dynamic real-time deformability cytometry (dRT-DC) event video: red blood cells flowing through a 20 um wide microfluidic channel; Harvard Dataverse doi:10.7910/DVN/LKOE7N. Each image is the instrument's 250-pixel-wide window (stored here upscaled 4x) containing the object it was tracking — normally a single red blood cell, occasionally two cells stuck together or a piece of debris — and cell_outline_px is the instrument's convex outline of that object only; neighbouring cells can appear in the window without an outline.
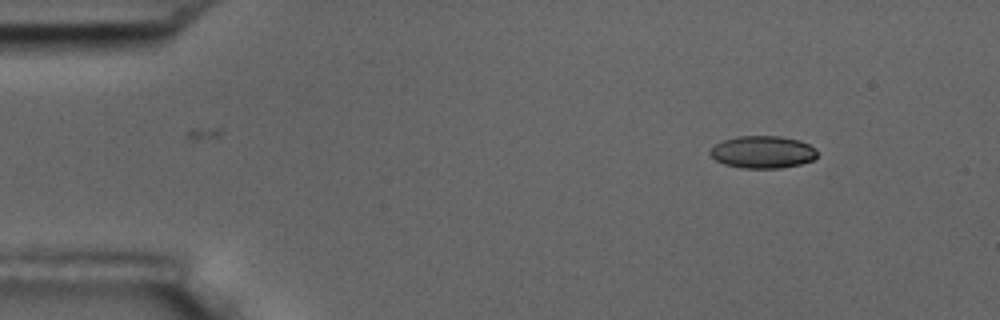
{"species": "common noctule bat (a hibernating species)", "species_latin": "Nyctalus noctula", "temperature_condition": "room temperature", "stored_images_in_passage": 4, "camera_frame_rate_fps": 3000, "um_per_image_px": 0.085, "animal": {"sex": "male", "body_mass_g": 17.5, "forearm_length_mm": 52.3}, "frame": {"image": 1, "passage_image": 1, "time_ms": 0.0, "image_size_px": [1000, 320], "cell_outline_px": [[816, 156], [812, 160], [800, 164], [780, 168], [740, 168], [724, 164], [716, 160], [708, 152], [720, 140], [736, 136], [780, 136], [800, 140], [816, 148]], "centroid_in_image_um": [64.8, 12.91], "position_along_channel_um": 20.2, "area_um2": 20.29}}
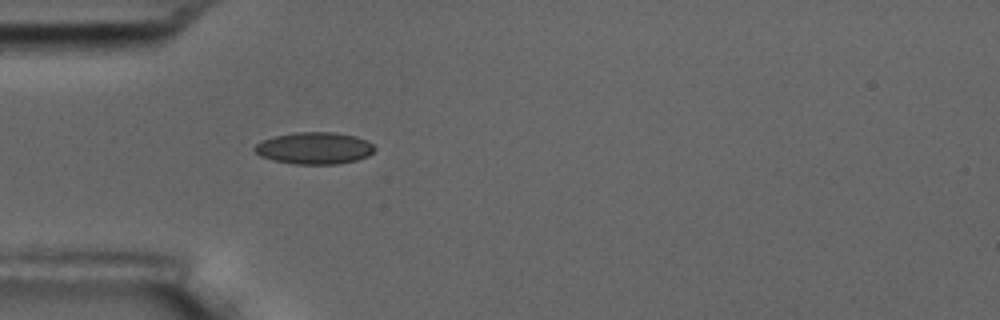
{"frame": {"image": 2, "passage_image": 4, "time_ms": 3.333, "image_size_px": [1000, 320], "cell_outline_px": [[376, 148], [368, 156], [356, 160], [336, 164], [296, 164], [272, 160], [260, 156], [252, 148], [256, 144], [264, 140], [276, 136], [296, 132], [332, 132], [356, 136], [372, 144]], "centroid_in_image_um": [26.71, 12.6], "position_along_channel_um": 58.3, "area_um2": 22.14}}